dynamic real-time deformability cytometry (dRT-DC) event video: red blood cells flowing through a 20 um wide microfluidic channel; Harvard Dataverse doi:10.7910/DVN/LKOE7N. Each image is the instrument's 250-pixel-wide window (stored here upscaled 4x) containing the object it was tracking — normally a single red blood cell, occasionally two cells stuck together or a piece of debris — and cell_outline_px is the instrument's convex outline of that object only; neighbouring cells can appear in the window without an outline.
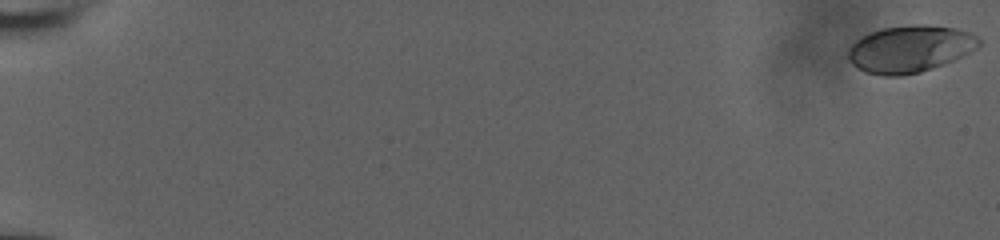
{"species": "human", "species_latin": "Homo sapiens", "temperature_condition": "room temperature", "stored_images_in_passage": 57, "camera_frame_rate_fps": 3000, "um_per_image_px": 0.085, "donor": {"sex": "male"}, "frame": {"image": 1, "passage_image": 1, "time_ms": 0.0, "image_size_px": [1000, 240], "cell_outline_px": [[980, 44], [976, 48], [944, 64], [920, 72], [900, 76], [884, 76], [864, 72], [856, 68], [848, 60], [848, 48], [860, 36], [884, 28], [912, 24], [924, 24], [956, 28], [968, 32], [976, 36], [980, 40]], "centroid_in_image_um": [77.29, 4.16], "position_along_channel_um": 7.7, "area_um2": 35.78}}
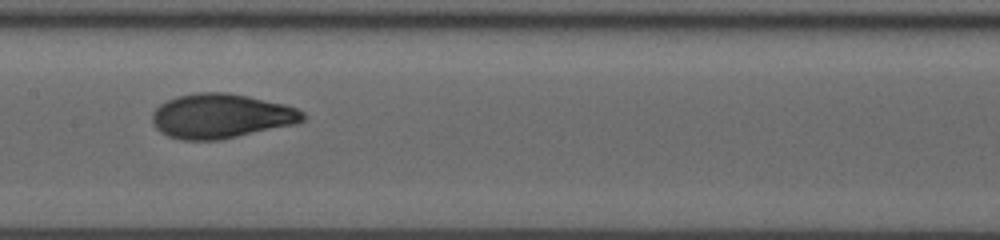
{"frame": {"image": 2, "passage_image": 32, "time_ms": 10.333, "image_size_px": [1000, 240], "cell_outline_px": [[308, 116], [304, 120], [296, 124], [220, 140], [184, 140], [168, 136], [160, 132], [152, 124], [152, 112], [160, 104], [176, 96], [196, 92], [228, 92], [248, 96], [284, 104], [296, 108], [304, 112]], "centroid_in_image_um": [18.79, 9.86], "position_along_channel_um": 188.6, "area_um2": 39.36}}
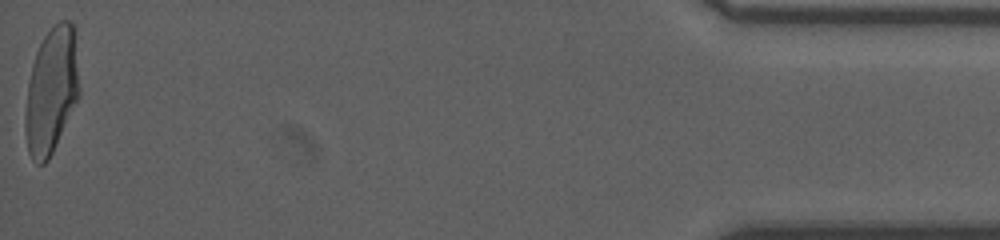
{"frame": {"image": 3, "passage_image": 57, "time_ms": 18.667, "image_size_px": [1000, 240], "cell_outline_px": [[80, 96], [48, 160], [44, 164], [36, 164], [32, 160], [28, 152], [24, 128], [24, 116], [28, 84], [32, 64], [36, 52], [44, 36], [60, 20], [68, 20], [76, 28], [80, 88]], "centroid_in_image_um": [4.39, 7.69], "position_along_channel_um": 430.8, "area_um2": 40.29}, "authors_computed_cell_mechanics": {"area_um2": 37.6856, "velocity_mm_per_s": 3.9273, "shape_relaxation_time_tau1_ms": 6.9287, "shape_relaxation_time_tau2_ms": 0.8091, "deformation_change_tau1": 0.2345, "deformation_change_tau2": 0.0607}}